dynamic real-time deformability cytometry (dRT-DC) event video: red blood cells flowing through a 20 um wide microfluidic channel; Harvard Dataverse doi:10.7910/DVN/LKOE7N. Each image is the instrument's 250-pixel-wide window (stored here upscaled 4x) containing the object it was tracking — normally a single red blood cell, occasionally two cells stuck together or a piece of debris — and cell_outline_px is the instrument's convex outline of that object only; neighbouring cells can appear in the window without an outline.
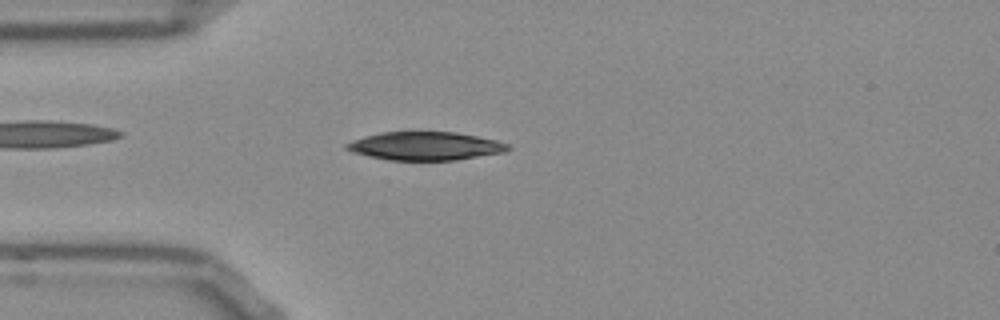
{"species": "Egyptian fruit bat (a non-hibernating species)", "species_latin": "Rousettus aegyptiacus", "temperature_condition": "room temperature", "stored_images_in_passage": 51, "camera_frame_rate_fps": 3000, "um_per_image_px": 0.085, "frame": {"image": 1, "passage_image": 13, "time_ms": 4.0, "image_size_px": [1000, 320], "cell_outline_px": [[512, 148], [508, 152], [456, 160], [388, 160], [368, 156], [352, 152], [344, 148], [344, 144], [352, 140], [364, 136], [380, 132], [456, 132], [496, 140], [508, 144]], "centroid_in_image_um": [36.15, 12.41], "position_along_channel_um": 48.8, "area_um2": 26.88}}
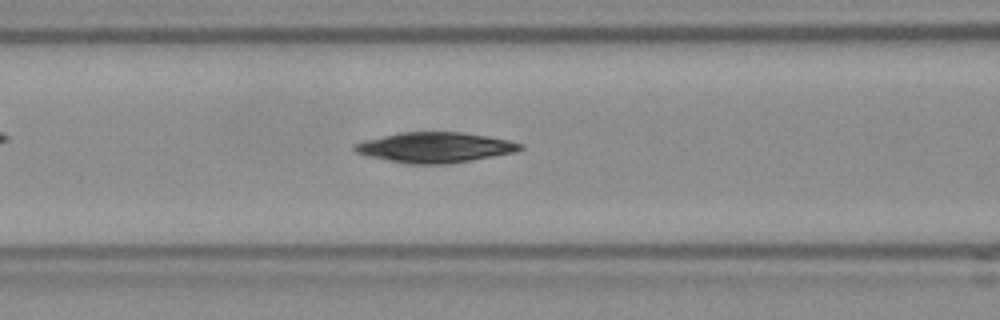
{"frame": {"image": 2, "passage_image": 20, "time_ms": 6.333, "image_size_px": [1000, 320], "cell_outline_px": [[524, 148], [516, 152], [444, 164], [408, 164], [368, 156], [356, 152], [352, 148], [352, 144], [364, 140], [400, 132], [460, 132], [508, 140], [524, 144]], "centroid_in_image_um": [36.93, 12.53], "position_along_channel_um": 129.7, "area_um2": 28.96}}
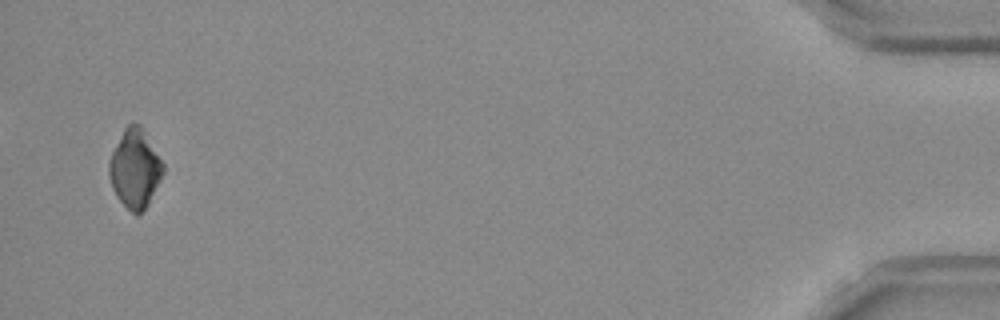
{"frame": {"image": 3, "passage_image": 50, "time_ms": 16.333, "image_size_px": [1000, 320], "cell_outline_px": [[164, 172], [148, 204], [136, 216], [116, 196], [112, 188], [108, 176], [108, 164], [112, 152], [124, 128], [128, 124], [140, 124], [164, 164]], "centroid_in_image_um": [11.46, 14.33], "position_along_channel_um": 423.7, "area_um2": 24.45}, "authors_computed_cell_mechanics": {"area_um2": 27.1082, "velocity_mm_per_s": 3.8334, "shape_relaxation_time_tau1_ms": 3.3569, "shape_relaxation_time_tau2_ms": null, "deformation_change_tau1": 0.1106, "deformation_change_tau2": null}}